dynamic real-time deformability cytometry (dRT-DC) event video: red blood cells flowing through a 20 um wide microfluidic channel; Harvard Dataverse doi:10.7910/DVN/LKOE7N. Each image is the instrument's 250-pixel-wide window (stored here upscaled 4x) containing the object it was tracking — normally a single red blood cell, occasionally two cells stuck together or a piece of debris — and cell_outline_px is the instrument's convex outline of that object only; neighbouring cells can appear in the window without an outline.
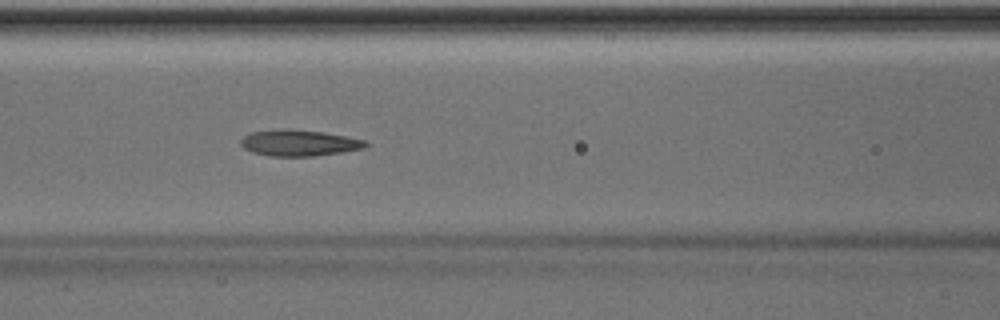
{"species": "Egyptian fruit bat (a non-hibernating species)", "species_latin": "Rousettus aegyptiacus", "temperature_condition": "room temperature", "stored_images_in_passage": 51, "camera_frame_rate_fps": 3000, "um_per_image_px": 0.085, "animal": {"sex": "male"}, "frame": {"image": 1, "passage_image": 22, "time_ms": 7.0, "image_size_px": [1000, 320], "cell_outline_px": [[368, 144], [364, 148], [340, 152], [312, 156], [268, 156], [252, 152], [244, 148], [240, 144], [240, 140], [244, 136], [252, 132], [280, 128], [292, 128], [324, 132], [364, 140]], "centroid_in_image_um": [25.37, 12.13], "position_along_channel_um": 141.2, "area_um2": 19.07}}
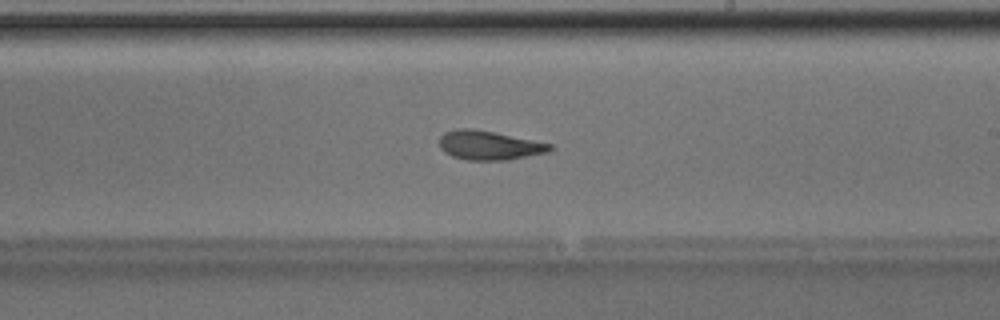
{"frame": {"image": 2, "passage_image": 30, "time_ms": 9.667, "image_size_px": [1000, 320], "cell_outline_px": [[552, 148], [548, 152], [508, 160], [468, 160], [452, 156], [444, 152], [440, 148], [440, 136], [444, 132], [456, 128], [472, 128], [552, 144]], "centroid_in_image_um": [41.53, 12.35], "position_along_channel_um": 247.5, "area_um2": 18.61}, "authors_computed_cell_mechanics": {"area_um2": 19.1318, "velocity_mm_per_s": 4.0049, "shape_relaxation_time_tau1_ms": 3.394, "shape_relaxation_time_tau2_ms": 2.418, "deformation_change_tau1": 0.1375, "deformation_change_tau2": 0.1021}}